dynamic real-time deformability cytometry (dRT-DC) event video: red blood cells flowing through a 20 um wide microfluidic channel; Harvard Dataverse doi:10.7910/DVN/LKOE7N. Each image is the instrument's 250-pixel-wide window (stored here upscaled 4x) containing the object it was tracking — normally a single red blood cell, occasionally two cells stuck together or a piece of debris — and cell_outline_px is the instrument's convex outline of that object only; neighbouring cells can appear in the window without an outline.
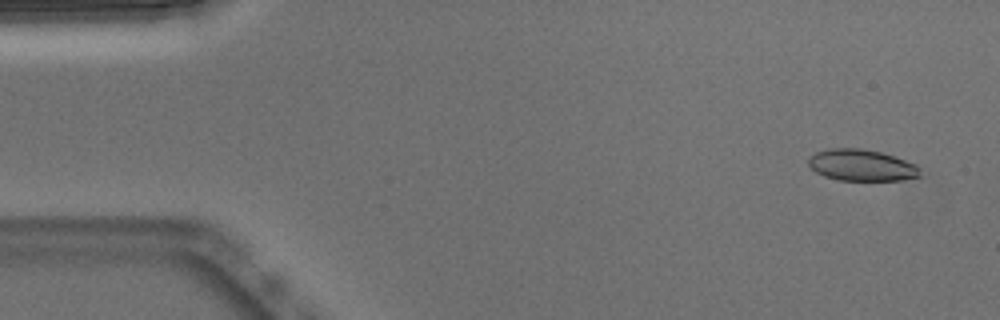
{"species": "Egyptian fruit bat (a non-hibernating species)", "species_latin": "Rousettus aegyptiacus", "temperature_condition": "warm", "stored_images_in_passage": 52, "camera_frame_rate_fps": 3000, "um_per_image_px": 0.085, "animal": {"sex": "male"}, "frame": {"image": 1, "passage_image": 3, "time_ms": 0.667, "image_size_px": [1000, 320], "cell_outline_px": [[920, 176], [900, 180], [840, 180], [824, 176], [816, 172], [808, 164], [808, 156], [816, 152], [828, 148], [860, 148], [880, 152], [916, 164], [920, 168]], "centroid_in_image_um": [73.2, 14.04], "position_along_channel_um": 11.8, "area_um2": 20.4}}
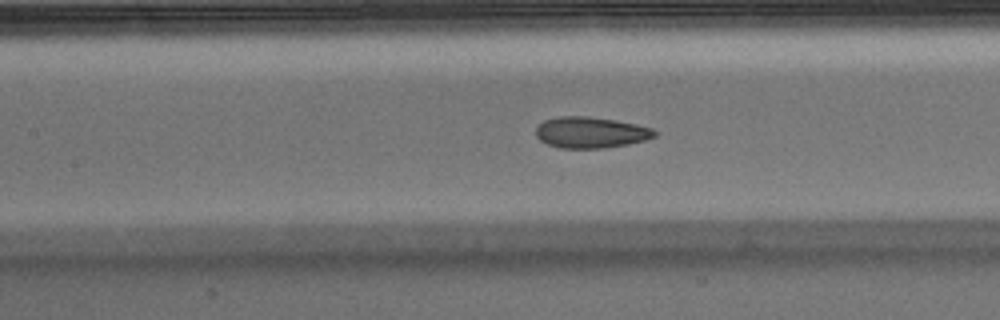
{"frame": {"image": 2, "passage_image": 23, "time_ms": 7.333, "image_size_px": [1000, 320], "cell_outline_px": [[656, 136], [644, 140], [628, 144], [604, 148], [560, 148], [548, 144], [540, 140], [536, 136], [536, 124], [544, 120], [560, 116], [584, 116], [616, 120], [636, 124], [652, 128], [656, 132]], "centroid_in_image_um": [50.18, 11.25], "position_along_channel_um": 157.2, "area_um2": 21.56}}
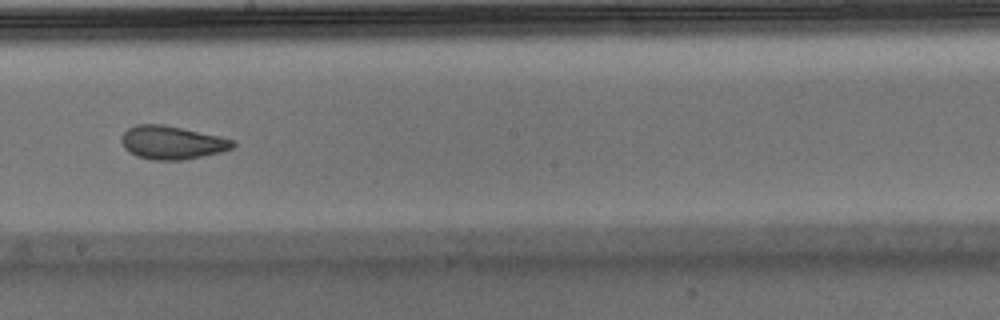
{"frame": {"image": 3, "passage_image": 29, "time_ms": 9.333, "image_size_px": [1000, 320], "cell_outline_px": [[236, 144], [232, 148], [220, 152], [204, 156], [184, 160], [152, 160], [136, 156], [128, 152], [124, 148], [120, 140], [120, 136], [128, 128], [136, 124], [164, 124], [220, 136], [232, 140]], "centroid_in_image_um": [14.58, 12.12], "position_along_channel_um": 233.6, "area_um2": 21.85}, "authors_computed_cell_mechanics": {"area_um2": 21.8773, "velocity_mm_per_s": 3.8241, "shape_relaxation_time_tau1_ms": null, "shape_relaxation_time_tau2_ms": 1.7084, "deformation_change_tau1": null, "deformation_change_tau2": 0.0692}}